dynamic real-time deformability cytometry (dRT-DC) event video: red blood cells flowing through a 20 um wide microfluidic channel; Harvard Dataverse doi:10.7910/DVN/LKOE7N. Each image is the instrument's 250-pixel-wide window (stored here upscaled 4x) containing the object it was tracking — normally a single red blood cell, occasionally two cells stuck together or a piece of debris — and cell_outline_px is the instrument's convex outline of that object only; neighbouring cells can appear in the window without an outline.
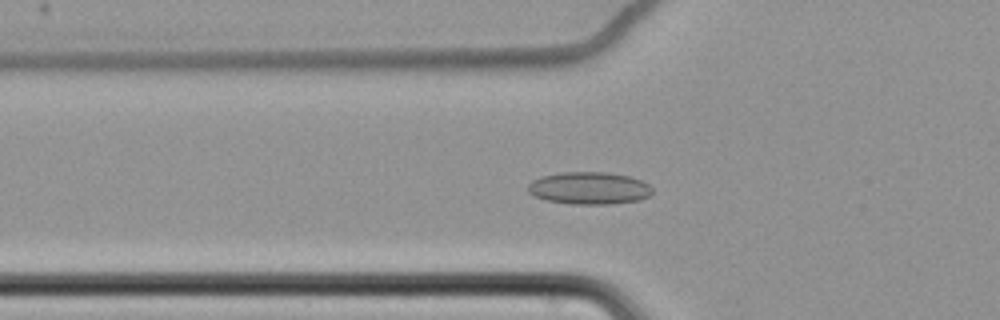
{"species": "common noctule bat (a hibernating species)", "species_latin": "Nyctalus noctula", "temperature_condition": "cold", "stored_images_in_passage": 62, "camera_frame_rate_fps": 3000, "um_per_image_px": 0.085, "animal": {"sex": "female", "body_mass_g": 22.7, "forearm_length_mm": 54.2}, "frame": {"image": 1, "passage_image": 23, "time_ms": 7.333, "image_size_px": [1000, 320], "cell_outline_px": [[652, 192], [648, 196], [640, 200], [608, 204], [572, 204], [548, 200], [532, 196], [528, 192], [528, 184], [532, 180], [540, 176], [560, 172], [608, 172], [628, 176], [640, 180], [648, 184], [652, 188]], "centroid_in_image_um": [50.04, 15.98], "position_along_channel_um": 75.8, "area_um2": 23.52}}
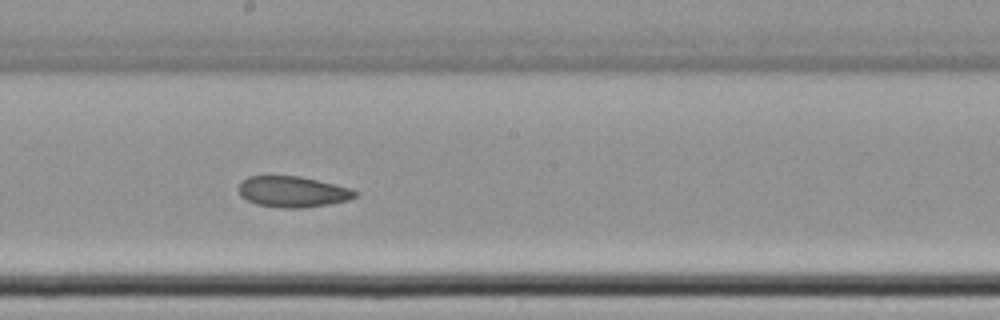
{"frame": {"image": 2, "passage_image": 36, "time_ms": 11.667, "image_size_px": [1000, 320], "cell_outline_px": [[356, 196], [348, 200], [328, 204], [304, 208], [284, 208], [256, 204], [240, 196], [240, 180], [248, 176], [300, 176], [348, 188], [356, 192]], "centroid_in_image_um": [24.83, 16.3], "position_along_channel_um": 223.4, "area_um2": 20.69}}
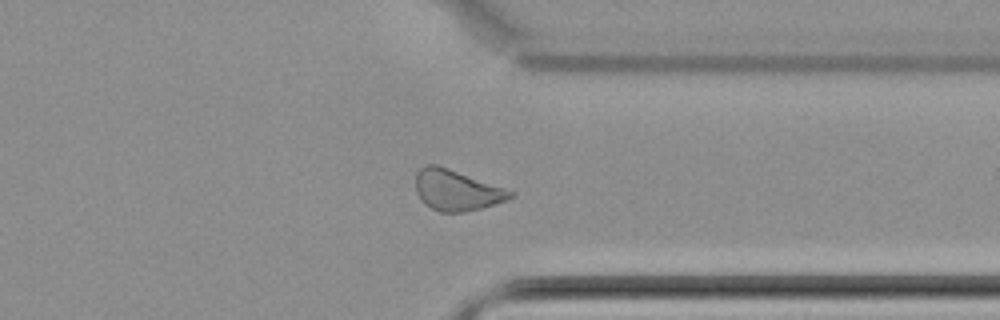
{"frame": {"image": 3, "passage_image": 49, "time_ms": 16.0, "image_size_px": [1000, 320], "cell_outline_px": [[516, 196], [508, 200], [480, 208], [464, 212], [440, 212], [424, 204], [420, 200], [416, 192], [416, 172], [424, 164], [436, 164], [448, 168], [516, 192]], "centroid_in_image_um": [38.8, 16.17], "position_along_channel_um": 372.6, "area_um2": 22.54}, "authors_computed_cell_mechanics": {"area_um2": 23.2645, "velocity_mm_per_s": 3.4434, "shape_relaxation_time_tau1_ms": null, "shape_relaxation_time_tau2_ms": 6.6014, "deformation_change_tau1": null, "deformation_change_tau2": 0.124}}